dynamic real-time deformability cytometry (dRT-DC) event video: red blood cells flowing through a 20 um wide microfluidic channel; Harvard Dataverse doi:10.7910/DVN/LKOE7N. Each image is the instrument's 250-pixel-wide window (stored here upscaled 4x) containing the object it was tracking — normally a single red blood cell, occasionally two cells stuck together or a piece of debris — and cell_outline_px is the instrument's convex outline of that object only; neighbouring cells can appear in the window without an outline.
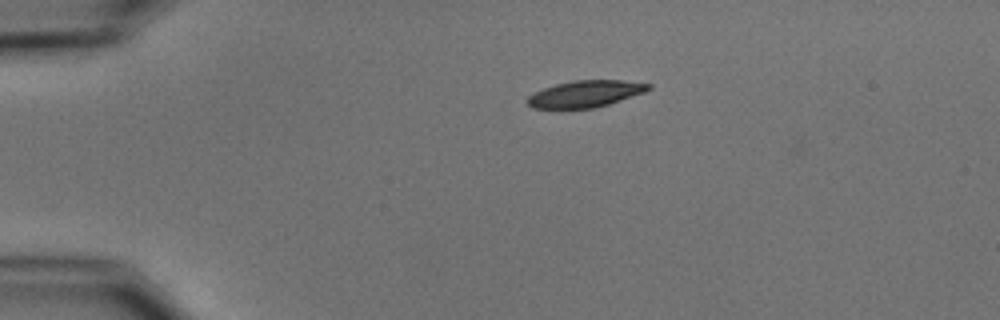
{"species": "common noctule bat (a hibernating species)", "species_latin": "Nyctalus noctula", "temperature_condition": "cold", "stored_images_in_passage": 3, "camera_frame_rate_fps": 3000, "um_per_image_px": 0.085, "animal": {"sex": "male", "body_mass_g": 15.6}, "frame": {"image": 1, "passage_image": 1, "time_ms": 0.0, "image_size_px": [1000, 320], "cell_outline_px": [[652, 88], [644, 92], [608, 104], [592, 108], [532, 108], [524, 100], [532, 92], [556, 84], [572, 80], [624, 80], [652, 84]], "centroid_in_image_um": [49.73, 7.96], "position_along_channel_um": 35.3, "area_um2": 18.84}}
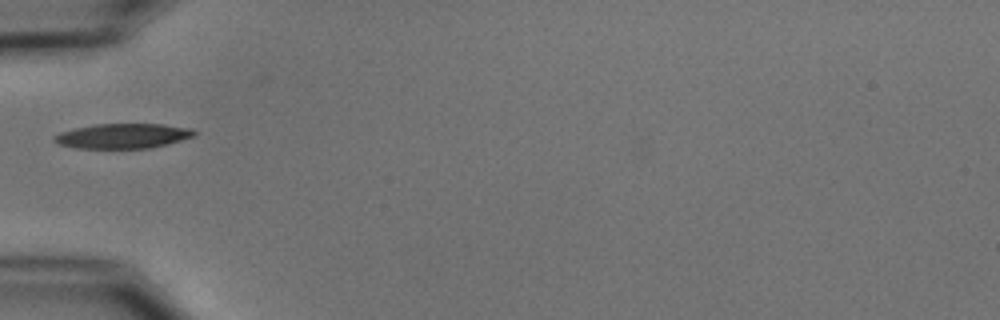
{"frame": {"image": 2, "passage_image": 3, "time_ms": 2.333, "image_size_px": [1000, 320], "cell_outline_px": [[196, 136], [148, 148], [76, 148], [60, 144], [52, 140], [52, 136], [60, 132], [76, 128], [96, 124], [164, 124], [192, 128], [196, 132]], "centroid_in_image_um": [10.44, 11.55], "position_along_channel_um": 74.6, "area_um2": 20.17}}